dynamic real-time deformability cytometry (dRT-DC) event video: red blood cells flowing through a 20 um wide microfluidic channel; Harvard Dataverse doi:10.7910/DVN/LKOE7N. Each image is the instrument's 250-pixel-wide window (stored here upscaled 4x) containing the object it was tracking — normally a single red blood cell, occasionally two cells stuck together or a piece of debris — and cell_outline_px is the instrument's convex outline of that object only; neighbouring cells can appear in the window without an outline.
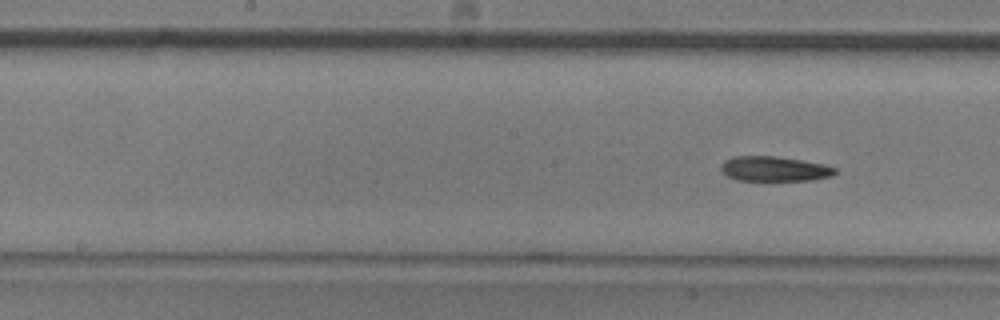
{"species": "common noctule bat (a hibernating species)", "species_latin": "Nyctalus noctula", "temperature_condition": "room temperature", "stored_images_in_passage": 10, "camera_frame_rate_fps": 3000, "um_per_image_px": 0.085, "animal": {"sex": "male", "body_mass_g": 20.5, "forearm_length_mm": 52.5}, "frame": {"image": 1, "passage_image": 10, "time_ms": 3.0, "image_size_px": [1000, 320], "cell_outline_px": [[836, 172], [832, 176], [812, 180], [736, 180], [720, 172], [720, 164], [724, 160], [736, 156], [776, 156], [824, 164], [836, 168]], "centroid_in_image_um": [65.78, 14.35], "position_along_channel_um": 182.4, "area_um2": 16.59}}